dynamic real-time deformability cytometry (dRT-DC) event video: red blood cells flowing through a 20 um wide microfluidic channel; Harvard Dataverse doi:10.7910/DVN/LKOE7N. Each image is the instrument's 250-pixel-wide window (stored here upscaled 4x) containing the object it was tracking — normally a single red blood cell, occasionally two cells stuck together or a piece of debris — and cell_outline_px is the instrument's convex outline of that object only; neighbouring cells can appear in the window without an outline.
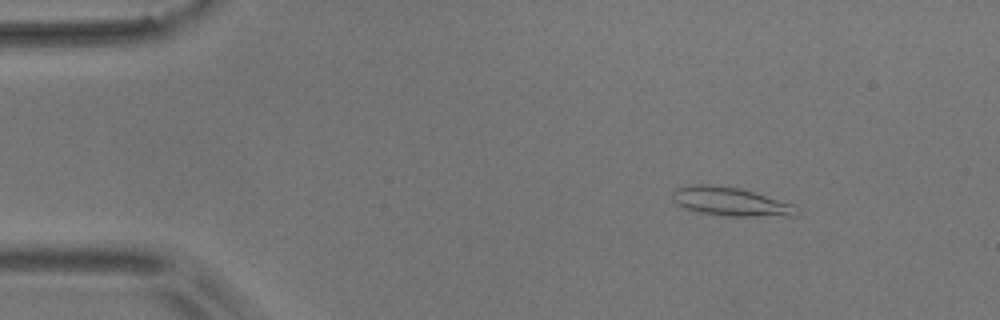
{"species": "common noctule bat (a hibernating species)", "species_latin": "Nyctalus noctula", "temperature_condition": "room temperature", "stored_images_in_passage": 49, "camera_frame_rate_fps": 3000, "um_per_image_px": 0.085, "animal": {"sex": "male", "body_mass_g": 17.9}, "frame": {"image": 1, "passage_image": 1, "time_ms": 0.0, "image_size_px": [1000, 320], "cell_outline_px": [[800, 216], [724, 216], [700, 212], [676, 204], [672, 200], [672, 192], [676, 188], [696, 184], [708, 184], [740, 188], [792, 204], [800, 212]], "centroid_in_image_um": [62.1, 17.14], "position_along_channel_um": 22.9, "area_um2": 20.63}}
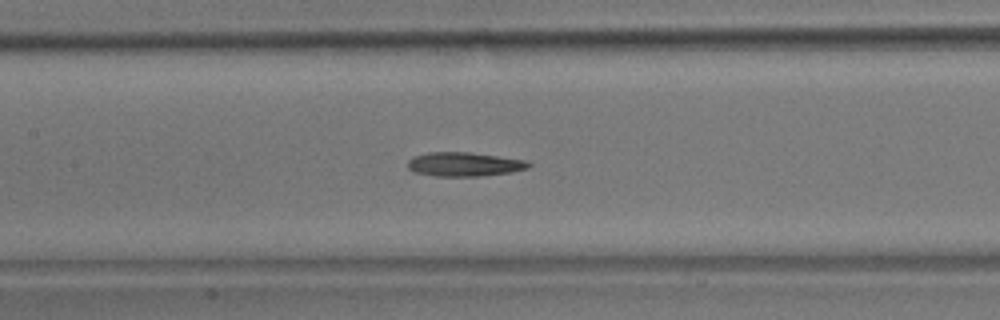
{"frame": {"image": 2, "passage_image": 19, "time_ms": 6.0, "image_size_px": [1000, 320], "cell_outline_px": [[532, 164], [528, 168], [512, 172], [480, 176], [436, 176], [412, 172], [408, 168], [408, 160], [412, 156], [428, 152], [468, 152], [524, 160]], "centroid_in_image_um": [39.41, 13.96], "position_along_channel_um": 168.0, "area_um2": 16.94}}
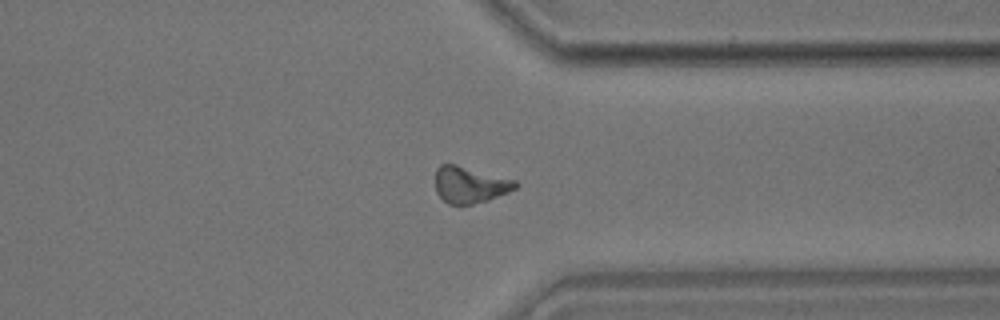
{"frame": {"image": 3, "passage_image": 36, "time_ms": 11.667, "image_size_px": [1000, 320], "cell_outline_px": [[520, 184], [516, 188], [508, 192], [488, 200], [472, 204], [448, 204], [436, 192], [436, 168], [440, 164], [456, 164], [516, 180]], "centroid_in_image_um": [39.95, 15.69], "position_along_channel_um": 371.4, "area_um2": 16.99}, "authors_computed_cell_mechanics": {"area_um2": 16.6464, "velocity_mm_per_s": 3.6334, "shape_relaxation_time_tau1_ms": null, "shape_relaxation_time_tau2_ms": 10.4592, "deformation_change_tau1": null, "deformation_change_tau2": 0.2253}}